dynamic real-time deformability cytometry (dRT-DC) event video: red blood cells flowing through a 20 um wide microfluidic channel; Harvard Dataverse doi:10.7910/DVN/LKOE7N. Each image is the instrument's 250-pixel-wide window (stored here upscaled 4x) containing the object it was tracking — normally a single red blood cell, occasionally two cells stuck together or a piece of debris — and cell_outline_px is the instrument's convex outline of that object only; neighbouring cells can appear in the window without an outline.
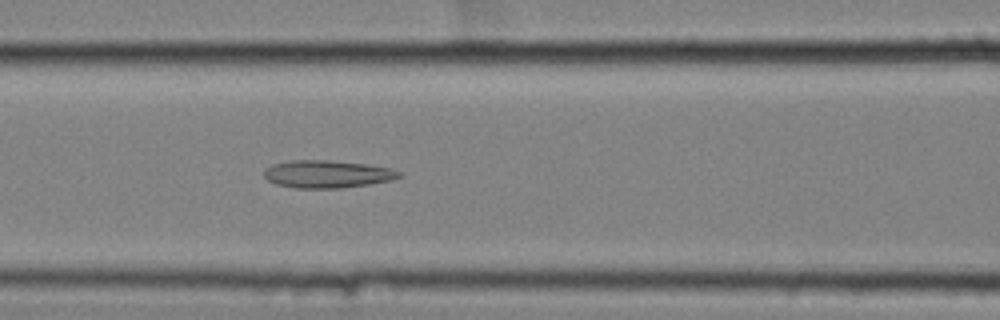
{"species": "common noctule bat (a hibernating species)", "species_latin": "Nyctalus noctula", "temperature_condition": "cold", "stored_images_in_passage": 58, "camera_frame_rate_fps": 3000, "um_per_image_px": 0.085, "animal": {"sex": "female", "body_mass_g": 25.1}, "frame": {"image": 1, "passage_image": 26, "time_ms": 8.333, "image_size_px": [1000, 320], "cell_outline_px": [[404, 176], [392, 180], [368, 184], [340, 188], [296, 188], [276, 184], [268, 180], [264, 176], [264, 168], [272, 164], [292, 160], [328, 160], [364, 164], [392, 168], [400, 172]], "centroid_in_image_um": [27.81, 14.79], "position_along_channel_um": 138.8, "area_um2": 21.73}}
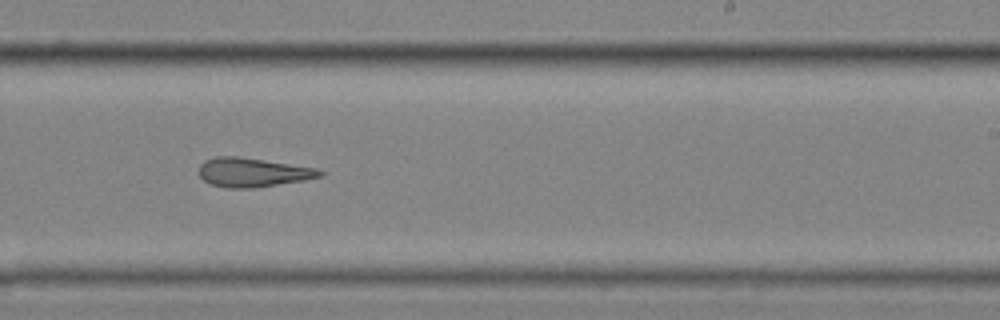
{"frame": {"image": 2, "passage_image": 37, "time_ms": 12.0, "image_size_px": [1000, 320], "cell_outline_px": [[324, 176], [304, 180], [252, 188], [228, 188], [212, 184], [204, 180], [200, 176], [200, 164], [204, 160], [216, 156], [240, 156], [316, 168], [324, 172]], "centroid_in_image_um": [21.49, 14.64], "position_along_channel_um": 267.5, "area_um2": 20.4}}
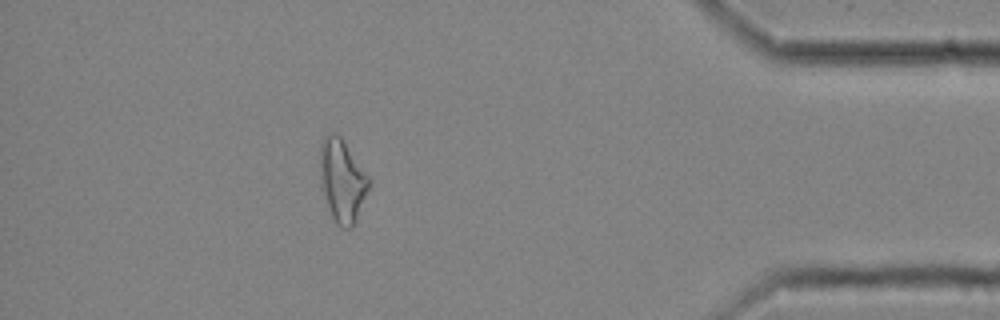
{"frame": {"image": 3, "passage_image": 52, "time_ms": 17.0, "image_size_px": [1000, 320], "cell_outline_px": [[372, 184], [356, 220], [352, 228], [340, 228], [336, 224], [328, 208], [320, 188], [320, 144], [324, 136], [332, 132], [340, 136], [372, 180]], "centroid_in_image_um": [29.09, 15.37], "position_along_channel_um": 406.1, "area_um2": 23.99}, "authors_computed_cell_mechanics": {"area_um2": 23.6402, "velocity_mm_per_s": 3.5159, "shape_relaxation_time_tau1_ms": null, "shape_relaxation_time_tau2_ms": 6.7415, "deformation_change_tau1": null, "deformation_change_tau2": 0.1982}}